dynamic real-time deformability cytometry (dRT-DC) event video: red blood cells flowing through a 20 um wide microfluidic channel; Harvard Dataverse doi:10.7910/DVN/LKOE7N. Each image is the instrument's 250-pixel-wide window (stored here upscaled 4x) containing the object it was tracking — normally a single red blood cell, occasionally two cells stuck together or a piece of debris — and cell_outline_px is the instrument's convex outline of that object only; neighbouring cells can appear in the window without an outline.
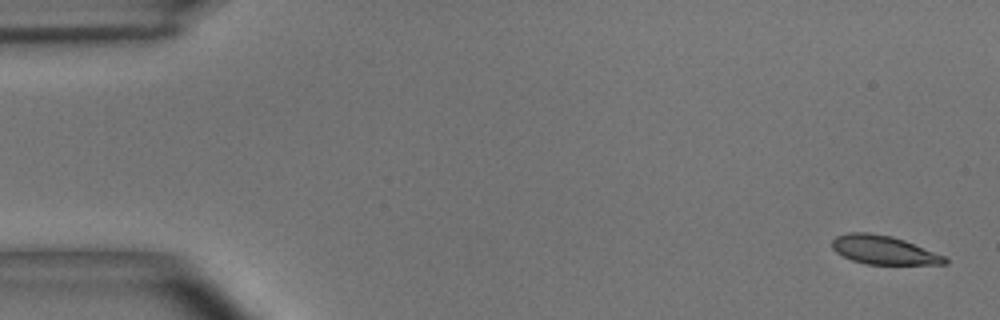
{"species": "common noctule bat (a hibernating species)", "species_latin": "Nyctalus noctula", "temperature_condition": "room temperature", "stored_images_in_passage": 54, "camera_frame_rate_fps": 3000, "um_per_image_px": 0.085, "animal": {"sex": "male", "body_mass_g": 15.6}, "frame": {"image": 1, "passage_image": 1, "time_ms": 0.0, "image_size_px": [1000, 320], "cell_outline_px": [[948, 264], [864, 264], [852, 260], [836, 252], [832, 248], [832, 240], [836, 236], [848, 232], [868, 232], [892, 236], [904, 240], [944, 256], [948, 260]], "centroid_in_image_um": [75.08, 21.24], "position_along_channel_um": 9.9, "area_um2": 18.73}}
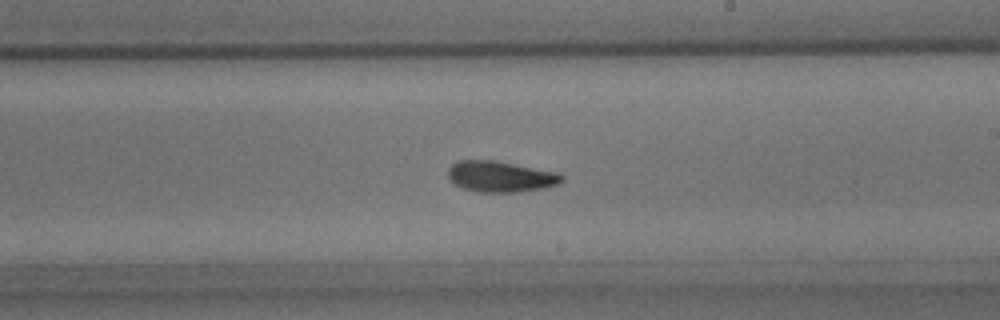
{"frame": {"image": 2, "passage_image": 31, "time_ms": 10.0, "image_size_px": [1000, 320], "cell_outline_px": [[564, 180], [560, 184], [544, 188], [516, 192], [476, 192], [464, 188], [456, 184], [448, 176], [448, 168], [452, 164], [460, 160], [496, 160], [560, 172], [564, 176]], "centroid_in_image_um": [42.61, 15.0], "position_along_channel_um": 246.4, "area_um2": 20.75}}
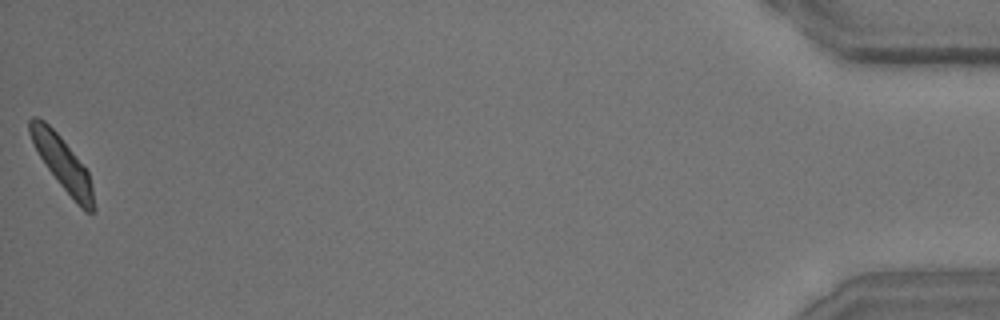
{"frame": {"image": 3, "passage_image": 54, "time_ms": 17.667, "image_size_px": [1000, 320], "cell_outline_px": [[96, 212], [84, 212], [76, 204], [60, 184], [48, 168], [40, 156], [28, 132], [28, 120], [32, 116], [36, 116], [44, 120], [60, 136], [88, 172], [92, 188], [96, 208]], "centroid_in_image_um": [5.32, 13.91], "position_along_channel_um": 429.9, "area_um2": 19.48}, "authors_computed_cell_mechanics": {"area_um2": 19.9988, "velocity_mm_per_s": 3.6316, "shape_relaxation_time_tau1_ms": 3.504, "shape_relaxation_time_tau2_ms": 3.3952, "deformation_change_tau1": 0.1385, "deformation_change_tau2": 0.0991}}